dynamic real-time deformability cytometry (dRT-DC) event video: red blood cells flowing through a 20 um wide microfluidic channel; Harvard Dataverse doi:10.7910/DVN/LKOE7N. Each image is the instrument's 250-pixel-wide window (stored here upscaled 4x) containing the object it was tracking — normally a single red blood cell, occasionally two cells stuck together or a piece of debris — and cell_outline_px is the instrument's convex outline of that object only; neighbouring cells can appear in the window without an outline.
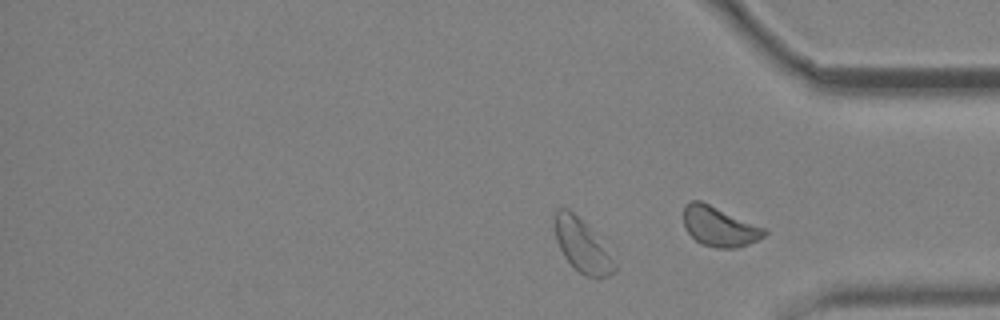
{"species": "common noctule bat (a hibernating species)", "species_latin": "Nyctalus noctula", "temperature_condition": "cold", "stored_images_in_passage": 14, "segment_of_instrument_passage": [2, 2], "camera_frame_rate_fps": 3000, "um_per_image_px": 0.085, "animal": {"sex": "male", "body_mass_g": 19.2, "forearm_length_mm": 51.8}, "frame": {"image": 1, "passage_image": 14, "time_ms": 4.333, "image_size_px": [1000, 320], "cell_outline_px": [[616, 268], [608, 276], [600, 280], [596, 280], [584, 276], [564, 256], [556, 240], [556, 208], [568, 208], [588, 228], [616, 264]], "centroid_in_image_um": [49.47, 20.96], "position_along_channel_um": 385.7, "area_um2": 17.46}}